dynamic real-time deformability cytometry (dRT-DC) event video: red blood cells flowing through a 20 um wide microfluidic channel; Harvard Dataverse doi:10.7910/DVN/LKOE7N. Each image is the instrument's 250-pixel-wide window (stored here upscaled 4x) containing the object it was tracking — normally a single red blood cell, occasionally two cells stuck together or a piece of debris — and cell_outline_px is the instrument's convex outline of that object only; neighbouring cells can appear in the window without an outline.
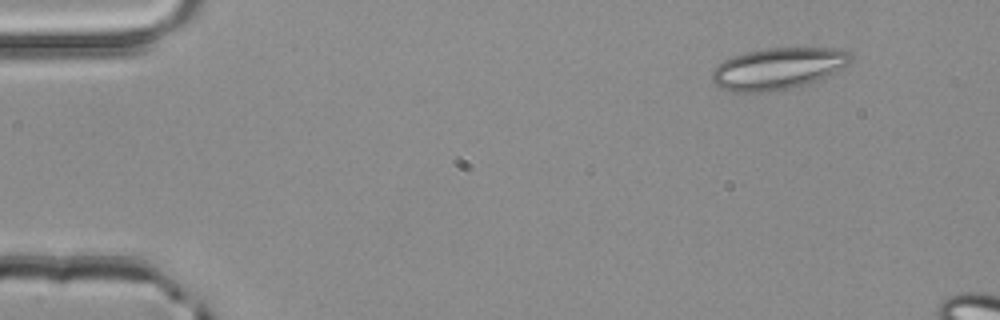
{"species": "common noctule bat (a hibernating species)", "species_latin": "Nyctalus noctula", "temperature_condition": "room temperature", "stored_images_in_passage": 11, "camera_frame_rate_fps": 3000, "um_per_image_px": 0.085, "animal": {"sex": "male", "body_mass_g": 20.4}, "frame": {"image": 1, "passage_image": 2, "time_ms": 0.333, "image_size_px": [1000, 320], "cell_outline_px": [[852, 60], [848, 64], [808, 84], [788, 88], [756, 92], [732, 92], [720, 88], [712, 84], [712, 68], [724, 60], [732, 56], [764, 48], [844, 48], [852, 56]], "centroid_in_image_um": [66.08, 5.81], "position_along_channel_um": 18.9, "area_um2": 33.47}}